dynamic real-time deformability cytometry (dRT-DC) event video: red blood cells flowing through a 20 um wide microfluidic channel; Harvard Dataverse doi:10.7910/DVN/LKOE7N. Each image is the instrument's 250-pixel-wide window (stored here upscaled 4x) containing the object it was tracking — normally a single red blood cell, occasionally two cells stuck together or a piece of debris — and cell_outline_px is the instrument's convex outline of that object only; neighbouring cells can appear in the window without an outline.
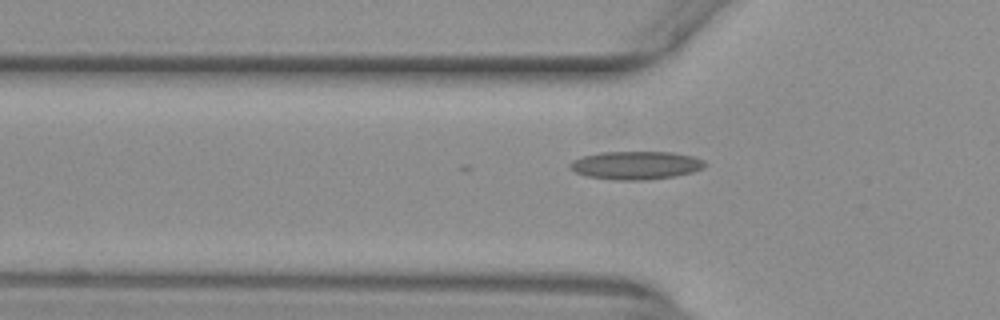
{"species": "common noctule bat (a hibernating species)", "species_latin": "Nyctalus noctula", "temperature_condition": "warm", "stored_images_in_passage": 7, "camera_frame_rate_fps": 3000, "um_per_image_px": 0.085, "animal": {"sex": "female", "body_mass_g": 29.2, "forearm_length_mm": 56.3}, "frame": {"image": 1, "passage_image": 2, "time_ms": 0.333, "image_size_px": [1000, 320], "cell_outline_px": [[708, 164], [704, 168], [692, 172], [676, 176], [648, 180], [616, 180], [588, 176], [576, 172], [568, 168], [568, 164], [572, 160], [584, 156], [600, 152], [672, 152], [692, 156], [704, 160]], "centroid_in_image_um": [54.07, 14.05], "position_along_channel_um": 71.7, "area_um2": 22.31}}
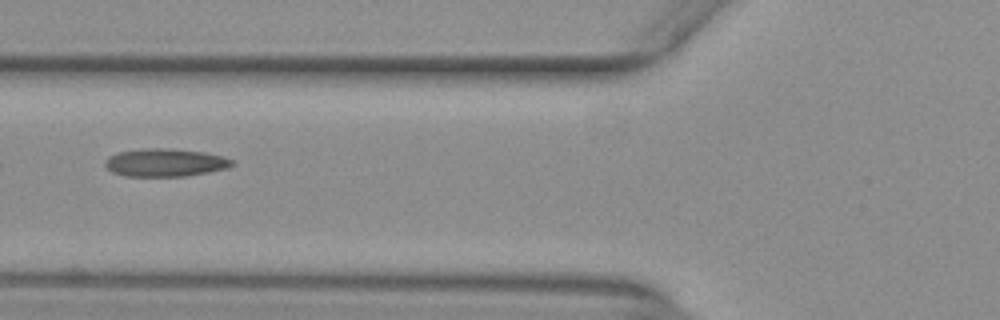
{"frame": {"image": 2, "passage_image": 5, "time_ms": 1.333, "image_size_px": [1000, 320], "cell_outline_px": [[236, 164], [228, 168], [208, 172], [184, 176], [124, 176], [112, 172], [104, 164], [104, 160], [108, 156], [120, 152], [144, 148], [168, 148], [204, 152], [224, 156], [232, 160]], "centroid_in_image_um": [14.05, 13.81], "position_along_channel_um": 111.8, "area_um2": 20.75}}